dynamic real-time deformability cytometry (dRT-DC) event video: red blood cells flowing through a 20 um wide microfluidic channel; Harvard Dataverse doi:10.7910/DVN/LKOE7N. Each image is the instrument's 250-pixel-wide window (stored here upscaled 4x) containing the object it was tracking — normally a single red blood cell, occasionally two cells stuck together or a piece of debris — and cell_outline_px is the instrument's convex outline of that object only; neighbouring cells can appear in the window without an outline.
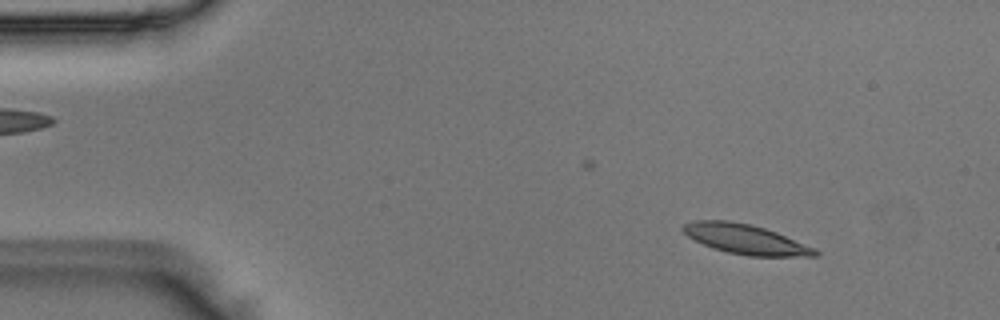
{"species": "Egyptian fruit bat (a non-hibernating species)", "species_latin": "Rousettus aegyptiacus", "temperature_condition": "room temperature", "stored_images_in_passage": 41, "camera_frame_rate_fps": 3000, "um_per_image_px": 0.085, "animal": {"sex": "male"}, "frame": {"image": 1, "passage_image": 6, "time_ms": 1.667, "image_size_px": [1000, 320], "cell_outline_px": [[820, 256], [748, 256], [728, 252], [712, 248], [688, 236], [680, 228], [684, 224], [692, 220], [728, 220], [752, 224], [776, 232], [816, 248], [820, 252]], "centroid_in_image_um": [63.39, 20.33], "position_along_channel_um": 21.6, "area_um2": 22.95}}
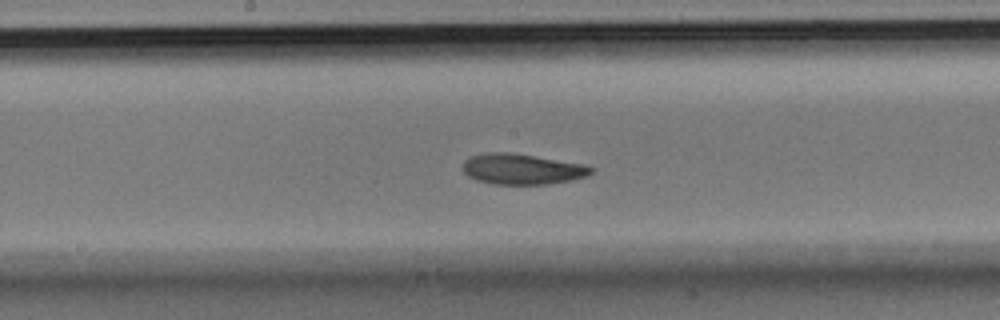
{"frame": {"image": 2, "passage_image": 26, "time_ms": 8.333, "image_size_px": [1000, 320], "cell_outline_px": [[592, 172], [588, 176], [572, 180], [548, 184], [492, 184], [476, 180], [468, 176], [464, 172], [464, 160], [472, 156], [492, 152], [508, 152], [584, 164], [592, 168]], "centroid_in_image_um": [44.38, 14.38], "position_along_channel_um": 203.8, "area_um2": 22.66}}
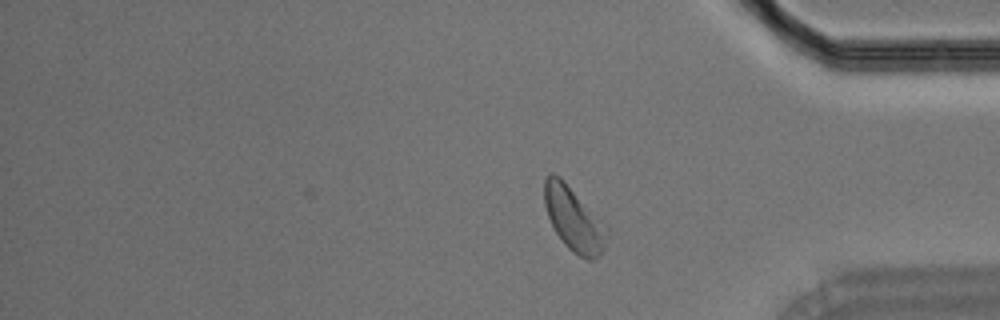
{"frame": {"image": 3, "passage_image": 41, "time_ms": 13.333, "image_size_px": [1000, 320], "cell_outline_px": [[608, 228], [604, 248], [596, 260], [588, 260], [580, 256], [568, 248], [564, 244], [556, 232], [548, 216], [544, 204], [544, 180], [552, 172], [560, 176]], "centroid_in_image_um": [48.76, 18.63], "position_along_channel_um": 386.4, "area_um2": 22.95}}